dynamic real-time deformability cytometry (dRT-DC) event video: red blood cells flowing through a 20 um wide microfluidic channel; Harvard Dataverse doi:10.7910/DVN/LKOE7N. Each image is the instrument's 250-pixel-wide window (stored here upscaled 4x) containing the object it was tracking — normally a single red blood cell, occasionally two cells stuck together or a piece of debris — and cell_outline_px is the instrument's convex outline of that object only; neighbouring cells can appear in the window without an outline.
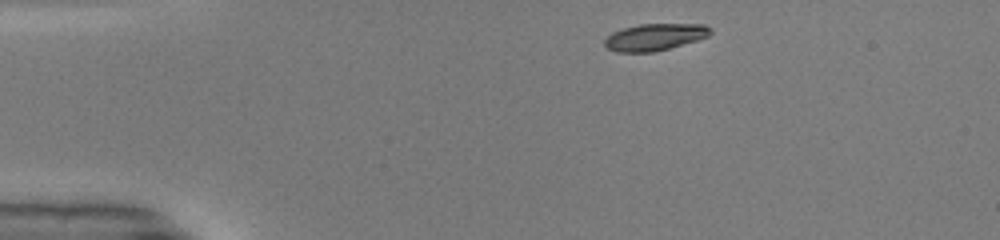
{"species": "common noctule bat (a hibernating species)", "species_latin": "Nyctalus noctula", "temperature_condition": "warm", "stored_images_in_passage": 41, "camera_frame_rate_fps": 3000, "um_per_image_px": 0.085, "animal": {"sex": "male", "body_mass_g": 19.0, "forearm_length_mm": 50.8}, "frame": {"image": 1, "passage_image": 1, "time_ms": 0.0, "image_size_px": [1000, 240], "cell_outline_px": [[712, 32], [708, 36], [696, 40], [668, 48], [652, 52], [616, 52], [608, 48], [604, 44], [604, 40], [612, 32], [624, 28], [640, 24], [704, 24], [712, 28]], "centroid_in_image_um": [55.65, 3.14], "position_along_channel_um": 29.3, "area_um2": 16.42}}
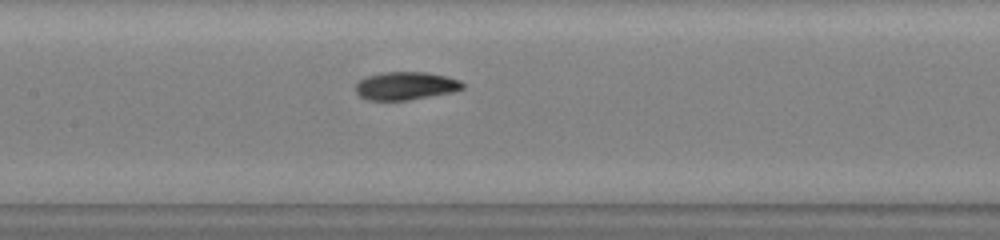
{"frame": {"image": 2, "passage_image": 16, "time_ms": 5.0, "image_size_px": [1000, 240], "cell_outline_px": [[464, 88], [452, 92], [408, 100], [368, 100], [360, 96], [356, 92], [356, 84], [364, 76], [380, 72], [424, 72], [448, 76], [460, 80], [464, 84]], "centroid_in_image_um": [34.47, 7.28], "position_along_channel_um": 172.9, "area_um2": 17.57}}
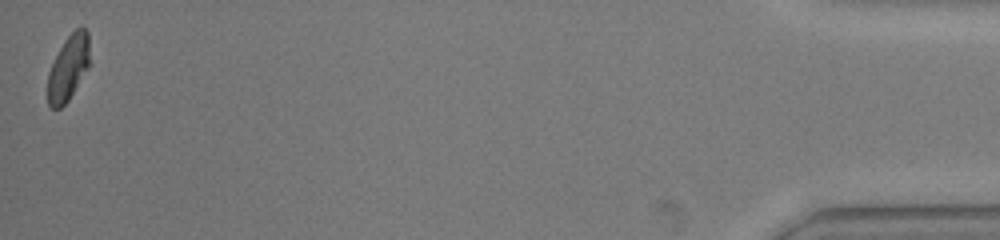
{"frame": {"image": 3, "passage_image": 41, "time_ms": 13.333, "image_size_px": [1000, 240], "cell_outline_px": [[88, 68], [68, 100], [60, 108], [52, 108], [48, 104], [48, 72], [64, 40], [80, 24], [88, 32]], "centroid_in_image_um": [5.8, 5.75], "position_along_channel_um": 429.4, "area_um2": 15.66}, "authors_computed_cell_mechanics": {"area_um2": 17.5712, "velocity_mm_per_s": 4.1469, "shape_relaxation_time_tau1_ms": 3.7935, "shape_relaxation_time_tau2_ms": 1.3958, "deformation_change_tau1": 0.1889, "deformation_change_tau2": 0.0538}}